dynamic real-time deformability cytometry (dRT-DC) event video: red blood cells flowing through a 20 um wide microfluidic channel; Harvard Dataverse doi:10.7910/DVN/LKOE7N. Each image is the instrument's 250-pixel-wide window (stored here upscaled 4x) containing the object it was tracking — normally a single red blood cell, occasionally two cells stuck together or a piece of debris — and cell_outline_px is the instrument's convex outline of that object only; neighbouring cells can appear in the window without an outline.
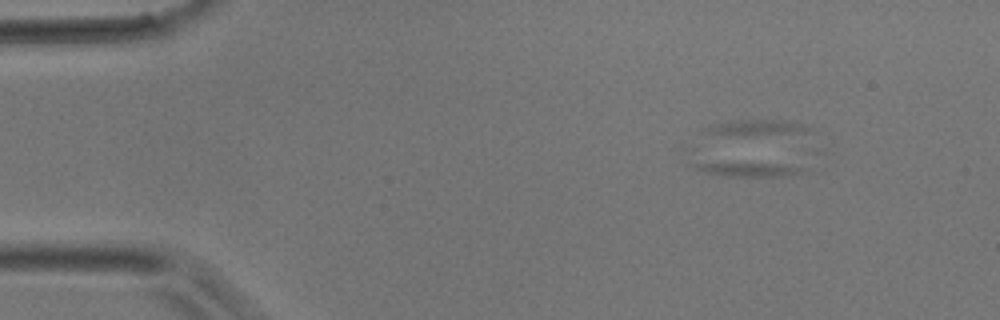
{"species": "common noctule bat (a hibernating species)", "species_latin": "Nyctalus noctula", "temperature_condition": "room temperature", "stored_images_in_passage": 4, "camera_frame_rate_fps": 3000, "um_per_image_px": 0.085, "animal": {"sex": "male", "body_mass_g": 17.9}, "frame": {"image": 1, "passage_image": 1, "time_ms": 0.0, "image_size_px": [1000, 320], "cell_outline_px": [[828, 152], [804, 172], [776, 176], [724, 176], [704, 172], [688, 164], [684, 148], [820, 148]], "centroid_in_image_um": [64.03, 13.66], "position_along_channel_um": 21.0, "area_um2": 24.39}}